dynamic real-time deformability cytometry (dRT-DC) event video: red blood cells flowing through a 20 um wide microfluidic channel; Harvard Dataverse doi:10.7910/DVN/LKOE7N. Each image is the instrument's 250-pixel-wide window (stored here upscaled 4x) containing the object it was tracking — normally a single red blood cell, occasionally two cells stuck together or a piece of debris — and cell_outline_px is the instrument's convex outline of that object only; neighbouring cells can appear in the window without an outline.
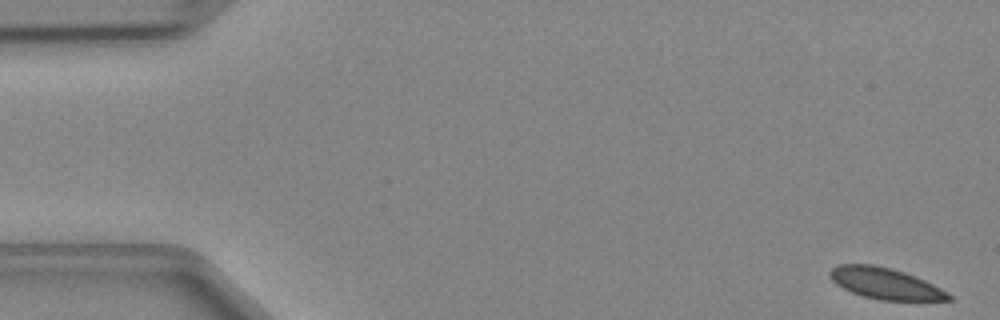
{"species": "Egyptian fruit bat (a non-hibernating species)", "species_latin": "Rousettus aegyptiacus", "temperature_condition": "cold", "stored_images_in_passage": 48, "camera_frame_rate_fps": 3000, "um_per_image_px": 0.085, "animal": {"sex": "female"}, "frame": {"image": 1, "passage_image": 1, "time_ms": 0.0, "image_size_px": [1000, 320], "cell_outline_px": [[952, 300], [880, 300], [864, 296], [852, 292], [836, 284], [828, 276], [828, 272], [832, 268], [840, 264], [872, 264], [892, 268], [904, 272], [924, 280], [948, 292], [952, 296]], "centroid_in_image_um": [75.22, 24.08], "position_along_channel_um": 9.8, "area_um2": 21.44}}
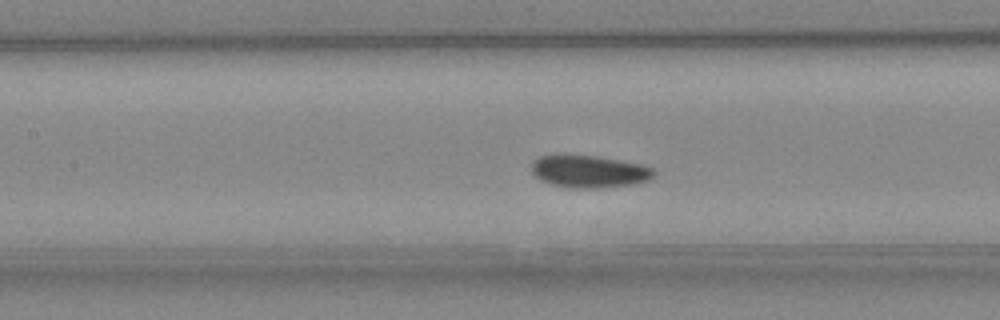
{"frame": {"image": 2, "passage_image": 21, "time_ms": 6.667, "image_size_px": [1000, 320], "cell_outline_px": [[656, 172], [648, 180], [632, 184], [596, 188], [568, 188], [552, 184], [540, 180], [532, 172], [532, 160], [540, 156], [556, 152], [564, 152], [596, 156], [640, 164], [652, 168]], "centroid_in_image_um": [49.98, 14.53], "position_along_channel_um": 157.4, "area_um2": 23.58}}
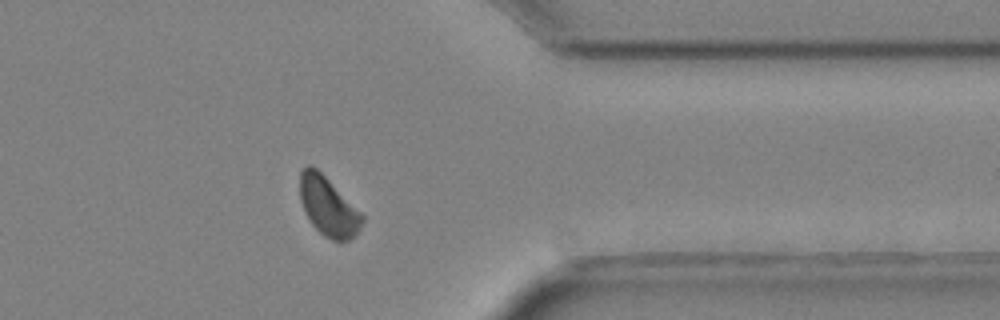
{"frame": {"image": 3, "passage_image": 38, "time_ms": 12.333, "image_size_px": [1000, 320], "cell_outline_px": [[364, 220], [360, 228], [348, 240], [332, 240], [324, 236], [312, 224], [300, 200], [300, 172], [308, 164], [312, 164], [364, 216]], "centroid_in_image_um": [27.88, 17.54], "position_along_channel_um": 383.5, "area_um2": 20.75}}